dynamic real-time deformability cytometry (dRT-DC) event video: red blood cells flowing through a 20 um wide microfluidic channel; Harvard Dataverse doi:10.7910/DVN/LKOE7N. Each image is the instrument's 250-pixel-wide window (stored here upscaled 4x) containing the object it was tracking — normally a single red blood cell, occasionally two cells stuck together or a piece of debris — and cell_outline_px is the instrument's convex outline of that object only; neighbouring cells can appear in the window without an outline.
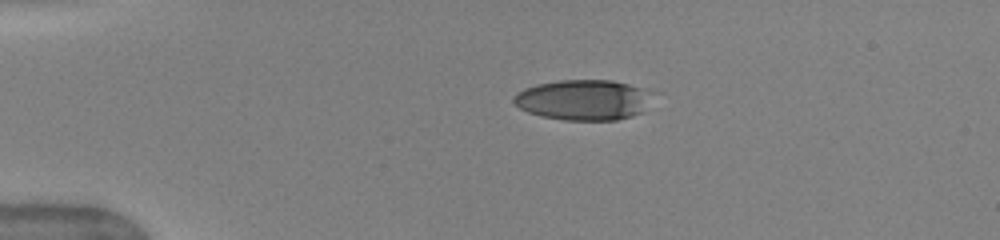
{"species": "human", "species_latin": "Homo sapiens", "temperature_condition": "warm", "stored_images_in_passage": 40, "camera_frame_rate_fps": 3000, "um_per_image_px": 0.085, "donor": {"sex": "female"}, "frame": {"image": 1, "passage_image": 1, "time_ms": 0.0, "image_size_px": [1000, 240], "cell_outline_px": [[644, 112], [632, 116], [616, 120], [564, 120], [540, 116], [528, 112], [520, 108], [512, 100], [512, 96], [516, 92], [524, 88], [536, 84], [560, 80], [612, 80], [628, 84], [640, 88], [644, 92]], "centroid_in_image_um": [49.44, 8.5], "position_along_channel_um": 35.6, "area_um2": 32.14}}
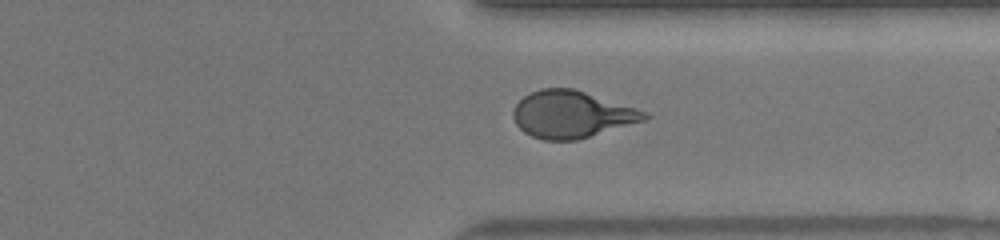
{"frame": {"image": 2, "passage_image": 29, "time_ms": 9.333, "image_size_px": [1000, 240], "cell_outline_px": [[652, 116], [644, 120], [576, 140], [544, 140], [532, 136], [524, 132], [516, 124], [512, 116], [512, 112], [516, 104], [524, 96], [540, 88], [576, 88], [648, 112]], "centroid_in_image_um": [48.58, 9.71], "position_along_channel_um": 362.8, "area_um2": 35.89}}
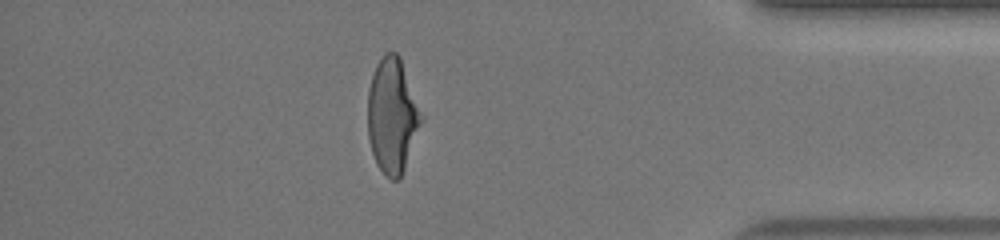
{"frame": {"image": 3, "passage_image": 34, "time_ms": 11.0, "image_size_px": [1000, 240], "cell_outline_px": [[424, 120], [400, 180], [392, 180], [376, 164], [372, 152], [368, 136], [368, 88], [376, 64], [384, 52], [396, 52], [400, 56], [424, 116]], "centroid_in_image_um": [33.37, 9.82], "position_along_channel_um": 401.8, "area_um2": 36.3}, "authors_computed_cell_mechanics": {"area_um2": 35.6626, "velocity_mm_per_s": 4.0761, "shape_relaxation_time_tau1_ms": 3.8005, "shape_relaxation_time_tau2_ms": 0.8945, "deformation_change_tau1": 0.2225, "deformation_change_tau2": 0.0934}}